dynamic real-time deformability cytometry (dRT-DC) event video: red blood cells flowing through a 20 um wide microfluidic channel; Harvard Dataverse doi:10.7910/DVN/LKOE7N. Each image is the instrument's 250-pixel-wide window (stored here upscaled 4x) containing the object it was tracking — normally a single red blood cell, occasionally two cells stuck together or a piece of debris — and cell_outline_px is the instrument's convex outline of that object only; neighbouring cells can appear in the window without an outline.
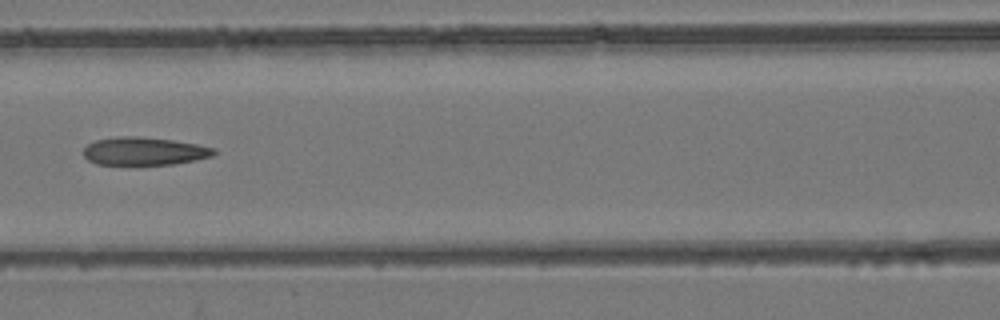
{"species": "common noctule bat (a hibernating species)", "species_latin": "Nyctalus noctula", "temperature_condition": "room temperature", "stored_images_in_passage": 6, "camera_frame_rate_fps": 3000, "um_per_image_px": 0.085, "animal": {"sex": "female", "body_mass_g": 24.6, "forearm_length_mm": 56.2}, "frame": {"image": 1, "passage_image": 6, "time_ms": 1.667, "image_size_px": [1000, 320], "cell_outline_px": [[216, 152], [212, 156], [196, 160], [172, 164], [96, 164], [88, 160], [84, 156], [84, 148], [88, 144], [96, 140], [116, 136], [136, 136], [172, 140], [196, 144], [216, 148]], "centroid_in_image_um": [12.26, 12.84], "position_along_channel_um": 154.3, "area_um2": 21.15}}